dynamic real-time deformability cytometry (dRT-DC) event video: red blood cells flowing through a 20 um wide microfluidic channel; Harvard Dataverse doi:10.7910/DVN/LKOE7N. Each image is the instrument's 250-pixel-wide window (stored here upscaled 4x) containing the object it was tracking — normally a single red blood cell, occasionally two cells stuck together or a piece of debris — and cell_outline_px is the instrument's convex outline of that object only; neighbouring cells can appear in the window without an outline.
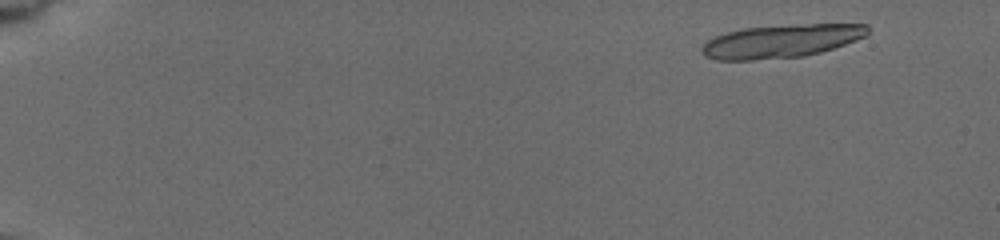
{"species": "common noctule bat (a hibernating species)", "species_latin": "Nyctalus noctula", "temperature_condition": "cold", "stored_images_in_passage": 14, "camera_frame_rate_fps": 3000, "um_per_image_px": 0.085, "animal": {"sex": "female", "body_mass_g": 19.5, "forearm_length_mm": 54.1}, "frame": {"image": 1, "passage_image": 1, "time_ms": 0.0, "image_size_px": [1000, 240], "cell_outline_px": [[868, 36], [820, 52], [804, 56], [752, 60], [716, 60], [704, 56], [700, 52], [700, 48], [708, 40], [716, 36], [728, 32], [744, 28], [808, 24], [868, 24]], "centroid_in_image_um": [66.39, 3.5], "position_along_channel_um": 18.6, "area_um2": 31.91}}